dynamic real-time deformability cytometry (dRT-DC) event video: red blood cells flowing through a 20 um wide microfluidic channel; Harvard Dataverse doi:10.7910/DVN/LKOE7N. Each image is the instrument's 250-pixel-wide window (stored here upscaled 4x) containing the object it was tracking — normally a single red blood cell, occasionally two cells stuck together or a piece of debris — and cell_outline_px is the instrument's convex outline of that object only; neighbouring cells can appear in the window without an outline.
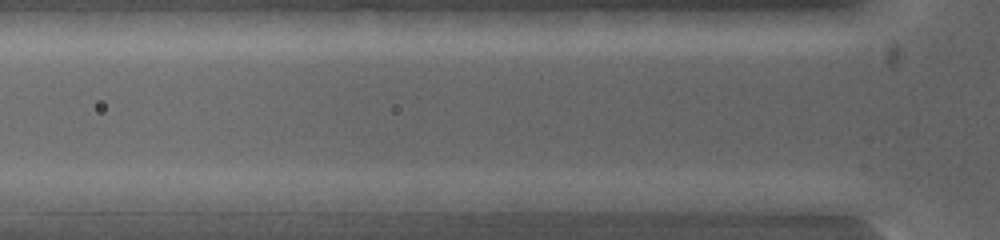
{"species": "common noctule bat (a hibernating species)", "species_latin": "Nyctalus noctula", "temperature_condition": "warm", "stored_images_in_passage": 4, "segment_of_instrument_passage": [1, 2], "camera_frame_rate_fps": 5000, "um_per_image_px": 0.085, "animal": {"sex": "female", "body_mass_g": 19.0, "forearm_length_mm": 53.3}, "frame": {"image": 1, "passage_image": 2, "time_ms": 0.4, "image_size_px": [1000, 240], "cell_outline_px": [[584, 200], [576, 212], [500, 212], [496, 200], [504, 192], [560, 192]], "centroid_in_image_um": [45.73, 17.2], "position_along_channel_um": 80.1, "area_um2": 11.27}}